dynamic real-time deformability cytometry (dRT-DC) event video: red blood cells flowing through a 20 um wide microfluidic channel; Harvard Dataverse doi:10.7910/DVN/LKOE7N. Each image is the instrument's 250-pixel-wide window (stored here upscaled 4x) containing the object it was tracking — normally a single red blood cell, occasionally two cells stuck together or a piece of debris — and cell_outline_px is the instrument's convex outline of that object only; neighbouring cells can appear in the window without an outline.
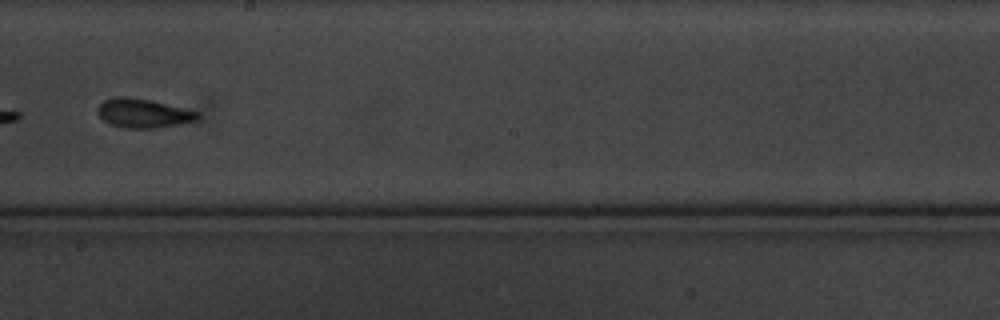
{"species": "common noctule bat (a hibernating species)", "species_latin": "Nyctalus noctula", "temperature_condition": "cold", "stored_images_in_passage": 15, "camera_frame_rate_fps": 3000, "um_per_image_px": 0.085, "animal": {"sex": "male", "body_mass_g": 20.1, "forearm_length_mm": 53.5}, "frame": {"image": 1, "passage_image": 7, "time_ms": 8.0, "image_size_px": [1000, 320], "cell_outline_px": [[200, 116], [196, 120], [180, 124], [156, 128], [124, 128], [112, 124], [104, 120], [100, 116], [100, 104], [104, 100], [116, 96], [124, 96], [148, 100], [200, 112]], "centroid_in_image_um": [12.21, 9.63], "position_along_channel_um": 236.0, "area_um2": 16.53}}
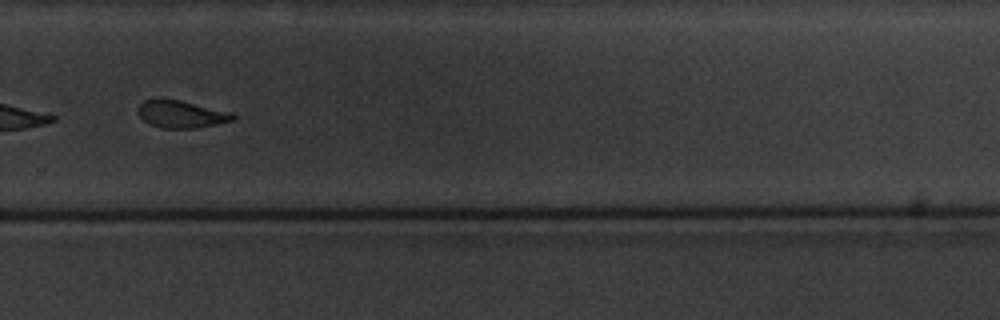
{"frame": {"image": 2, "passage_image": 9, "time_ms": 10.333, "image_size_px": [1000, 320], "cell_outline_px": [[236, 120], [196, 128], [160, 128], [148, 124], [140, 116], [136, 108], [144, 100], [180, 100], [232, 112], [236, 116]], "centroid_in_image_um": [15.43, 9.72], "position_along_channel_um": 314.4, "area_um2": 15.09}}
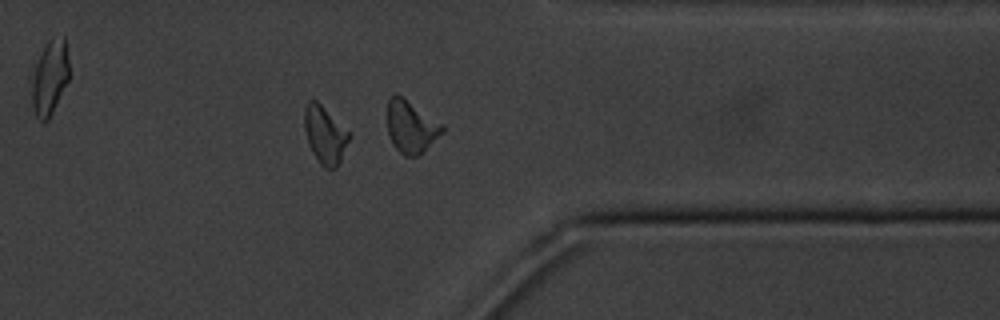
{"frame": {"image": 3, "passage_image": 11, "time_ms": 12.333, "image_size_px": [1000, 320], "cell_outline_px": [[352, 136], [336, 168], [324, 168], [320, 164], [312, 152], [308, 144], [304, 128], [304, 108], [308, 100], [316, 100], [352, 132]], "centroid_in_image_um": [27.64, 11.44], "position_along_channel_um": 383.8, "area_um2": 15.32}, "authors_computed_cell_mechanics": {"area_um2": 16.3574, "velocity_mm_per_s": 3.3884, "shape_relaxation_time_tau1_ms": 3.1362, "shape_relaxation_time_tau2_ms": 3.1429, "deformation_change_tau1": 0.1023, "deformation_change_tau2": 0.0934}}